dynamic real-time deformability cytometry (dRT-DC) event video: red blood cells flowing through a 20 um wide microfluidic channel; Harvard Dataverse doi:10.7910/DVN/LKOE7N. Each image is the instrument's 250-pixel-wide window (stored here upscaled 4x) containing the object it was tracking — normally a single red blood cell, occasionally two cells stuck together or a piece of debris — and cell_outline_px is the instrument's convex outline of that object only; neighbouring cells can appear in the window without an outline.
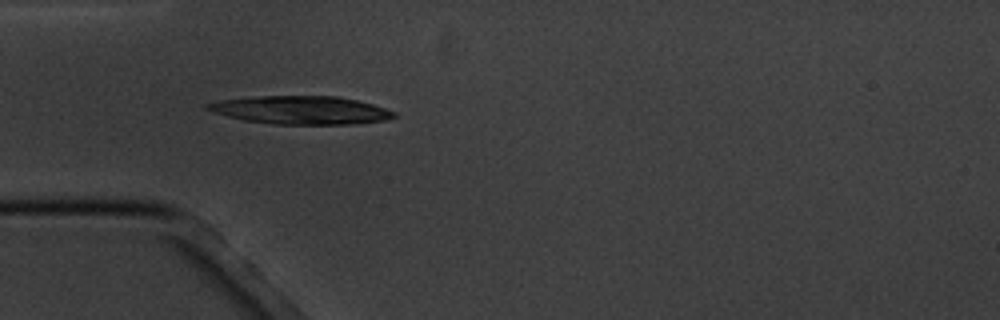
{"species": "common noctule bat (a hibernating species)", "species_latin": "Nyctalus noctula", "temperature_condition": "cold", "stored_images_in_passage": 4, "camera_frame_rate_fps": 3000, "um_per_image_px": 0.085, "animal": {"sex": "male", "body_mass_g": 20.1, "forearm_length_mm": 53.5}, "frame": {"image": 1, "passage_image": 4, "time_ms": 3.333, "image_size_px": [1000, 320], "cell_outline_px": [[396, 116], [388, 120], [352, 124], [276, 124], [244, 120], [212, 112], [204, 108], [204, 104], [220, 100], [260, 96], [336, 96], [356, 100], [372, 104], [396, 112]], "centroid_in_image_um": [25.57, 9.36], "position_along_channel_um": 59.4, "area_um2": 30.52}}